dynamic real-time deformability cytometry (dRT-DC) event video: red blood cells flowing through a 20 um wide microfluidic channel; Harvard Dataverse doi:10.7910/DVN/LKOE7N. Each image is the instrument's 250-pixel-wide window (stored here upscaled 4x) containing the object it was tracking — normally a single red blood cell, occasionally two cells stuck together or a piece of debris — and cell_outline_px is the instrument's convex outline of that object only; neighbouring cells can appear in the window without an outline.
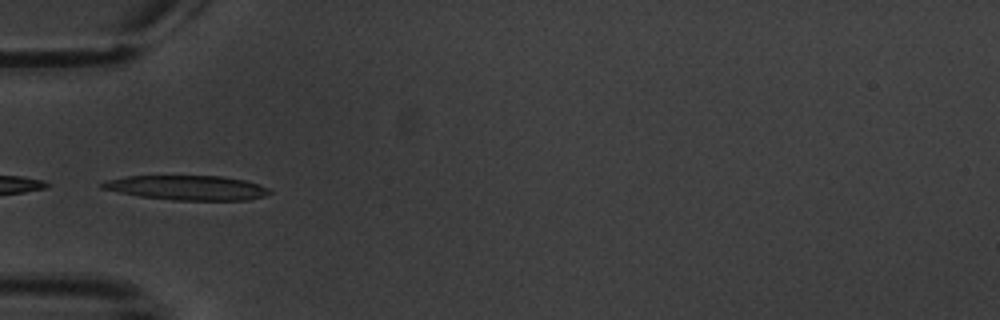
{"species": "common noctule bat (a hibernating species)", "species_latin": "Nyctalus noctula", "temperature_condition": "warm", "stored_images_in_passage": 4, "camera_frame_rate_fps": 3000, "um_per_image_px": 0.085, "animal": {"sex": "male", "body_mass_g": 20.1, "forearm_length_mm": 53.5}, "frame": {"image": 1, "passage_image": 3, "time_ms": 6.0, "image_size_px": [1000, 320], "cell_outline_px": [[272, 192], [264, 196], [248, 200], [172, 200], [140, 196], [100, 188], [100, 184], [104, 180], [128, 176], [224, 176], [244, 180], [268, 188]], "centroid_in_image_um": [15.89, 15.95], "position_along_channel_um": 69.1, "area_um2": 23.87}}